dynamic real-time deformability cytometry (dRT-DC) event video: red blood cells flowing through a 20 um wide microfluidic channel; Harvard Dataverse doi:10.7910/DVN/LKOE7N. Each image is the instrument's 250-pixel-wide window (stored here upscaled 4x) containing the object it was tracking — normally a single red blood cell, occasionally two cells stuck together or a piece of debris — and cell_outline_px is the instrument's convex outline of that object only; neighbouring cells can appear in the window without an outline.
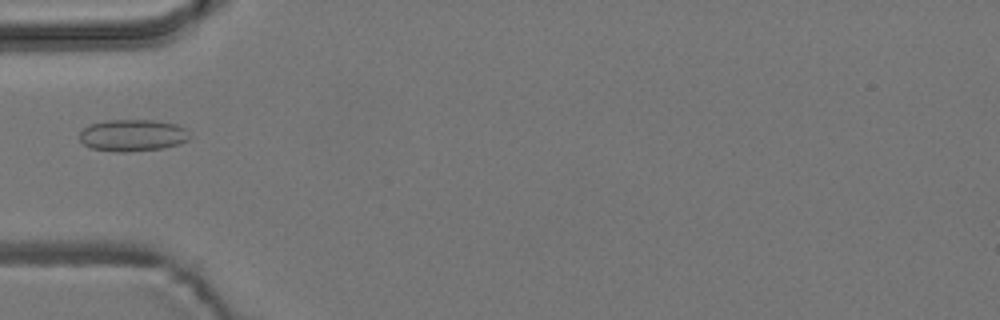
{"species": "common noctule bat (a hibernating species)", "species_latin": "Nyctalus noctula", "temperature_condition": "room temperature", "stored_images_in_passage": 6, "camera_frame_rate_fps": 3000, "um_per_image_px": 0.085, "animal": {"sex": "male", "body_mass_g": 19.2, "forearm_length_mm": 51.8}, "frame": {"image": 1, "passage_image": 6, "time_ms": 5.667, "image_size_px": [1000, 320], "cell_outline_px": [[192, 136], [188, 140], [180, 144], [164, 148], [128, 152], [116, 152], [92, 148], [84, 144], [80, 140], [80, 132], [88, 124], [108, 120], [152, 120], [176, 124], [184, 128]], "centroid_in_image_um": [11.29, 11.51], "position_along_channel_um": 73.7, "area_um2": 20.58}}